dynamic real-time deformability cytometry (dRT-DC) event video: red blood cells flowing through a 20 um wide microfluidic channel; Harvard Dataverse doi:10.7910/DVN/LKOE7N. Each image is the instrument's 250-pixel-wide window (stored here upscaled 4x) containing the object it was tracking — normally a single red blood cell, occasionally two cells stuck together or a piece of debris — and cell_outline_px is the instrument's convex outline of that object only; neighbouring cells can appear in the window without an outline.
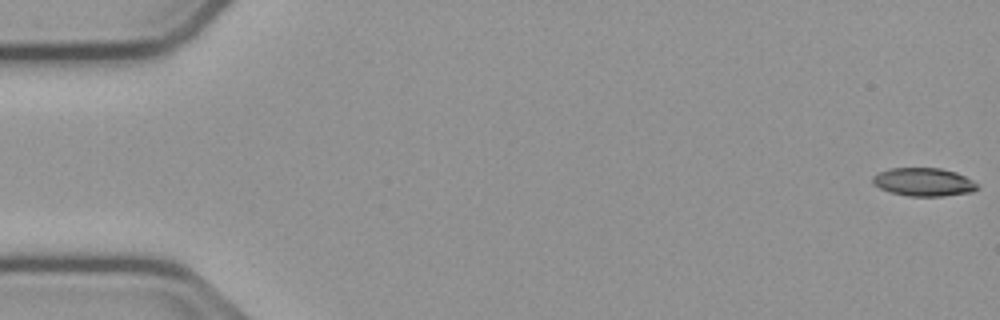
{"species": "common noctule bat (a hibernating species)", "species_latin": "Nyctalus noctula", "temperature_condition": "cold", "stored_images_in_passage": 55, "camera_frame_rate_fps": 3000, "um_per_image_px": 0.085, "animal": {"sex": "male", "body_mass_g": 23.1, "forearm_length_mm": 52.7}, "frame": {"image": 1, "passage_image": 1, "time_ms": 0.0, "image_size_px": [1000, 320], "cell_outline_px": [[980, 188], [972, 192], [940, 196], [908, 196], [888, 192], [872, 184], [872, 176], [880, 172], [892, 168], [940, 168], [956, 172], [980, 184]], "centroid_in_image_um": [78.52, 15.48], "position_along_channel_um": 6.5, "area_um2": 17.34}}
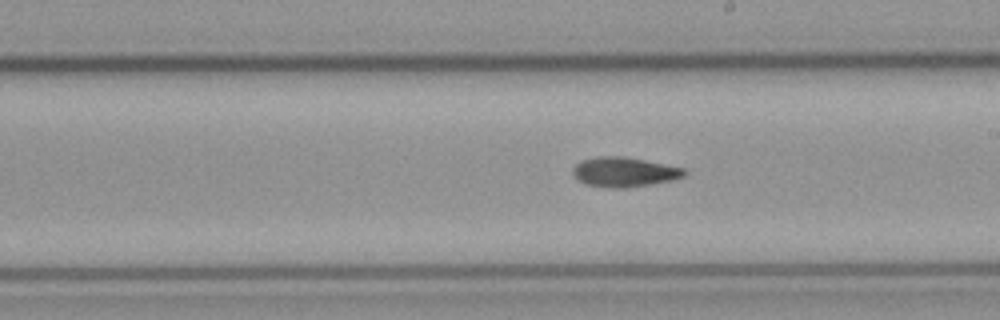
{"frame": {"image": 2, "passage_image": 31, "time_ms": 10.0, "image_size_px": [1000, 320], "cell_outline_px": [[688, 172], [684, 176], [672, 180], [652, 184], [628, 188], [608, 188], [584, 184], [576, 180], [572, 172], [572, 168], [580, 160], [596, 156], [624, 156], [684, 168]], "centroid_in_image_um": [53.01, 14.63], "position_along_channel_um": 236.0, "area_um2": 19.59}}
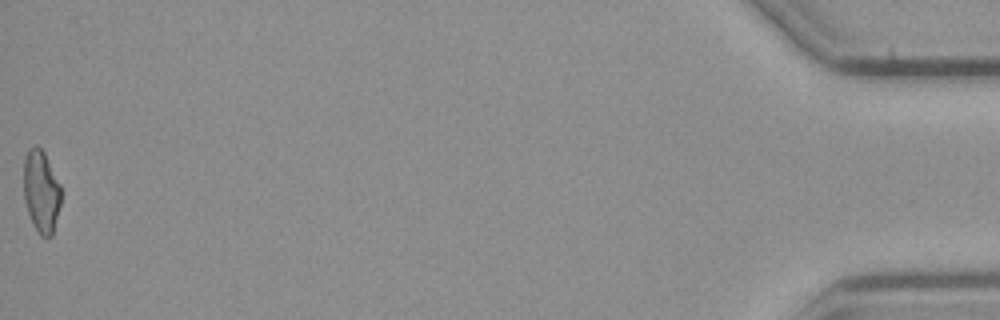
{"frame": {"image": 3, "passage_image": 55, "time_ms": 18.0, "image_size_px": [1000, 320], "cell_outline_px": [[60, 204], [52, 236], [40, 236], [32, 224], [24, 200], [24, 160], [28, 148], [36, 144], [44, 152], [60, 184]], "centroid_in_image_um": [3.49, 16.26], "position_along_channel_um": 431.7, "area_um2": 17.86}, "authors_computed_cell_mechanics": {"area_um2": 18.4382, "velocity_mm_per_s": 3.7854, "shape_relaxation_time_tau1_ms": 6.2527, "shape_relaxation_time_tau2_ms": null, "deformation_change_tau1": 0.1683, "deformation_change_tau2": null}}